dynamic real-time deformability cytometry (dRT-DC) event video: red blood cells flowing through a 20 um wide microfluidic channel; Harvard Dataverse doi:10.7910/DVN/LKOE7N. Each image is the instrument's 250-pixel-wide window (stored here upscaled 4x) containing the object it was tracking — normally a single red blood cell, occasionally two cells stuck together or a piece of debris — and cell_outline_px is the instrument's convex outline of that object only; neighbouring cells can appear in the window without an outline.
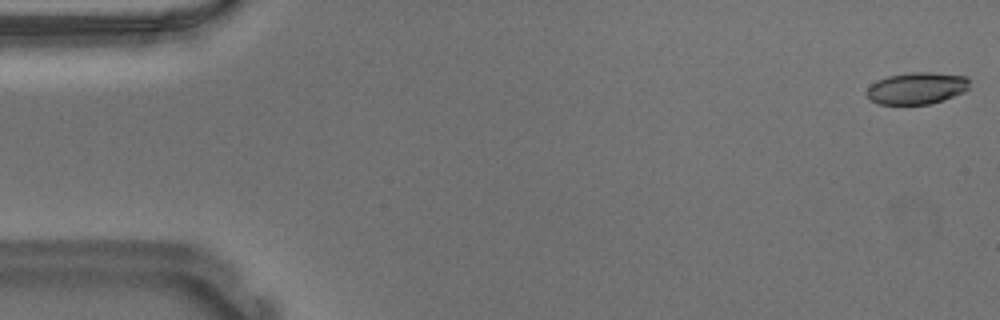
{"species": "Egyptian fruit bat (a non-hibernating species)", "species_latin": "Rousettus aegyptiacus", "temperature_condition": "warm", "stored_images_in_passage": 55, "camera_frame_rate_fps": 3000, "um_per_image_px": 0.085, "animal": {"sex": "male"}, "frame": {"image": 1, "passage_image": 1, "time_ms": 0.0, "image_size_px": [1000, 320], "cell_outline_px": [[968, 88], [964, 92], [928, 104], [880, 104], [872, 100], [864, 92], [876, 80], [888, 76], [908, 72], [932, 72], [968, 76]], "centroid_in_image_um": [77.91, 7.48], "position_along_channel_um": 7.1, "area_um2": 18.96}}
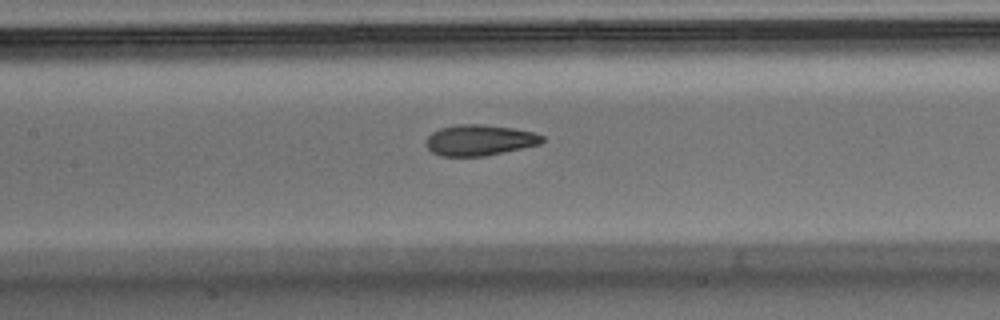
{"frame": {"image": 2, "passage_image": 25, "time_ms": 8.0, "image_size_px": [1000, 320], "cell_outline_px": [[544, 140], [540, 144], [484, 156], [440, 156], [432, 152], [428, 148], [428, 136], [432, 132], [440, 128], [456, 124], [480, 124], [512, 128], [532, 132], [544, 136]], "centroid_in_image_um": [40.76, 11.91], "position_along_channel_um": 166.6, "area_um2": 20.63}}
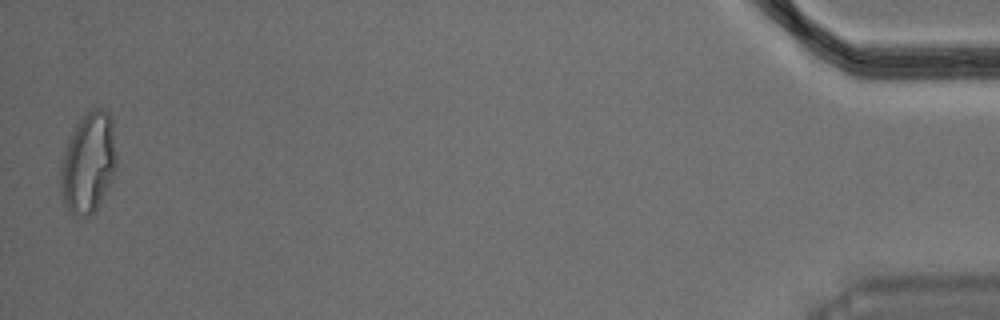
{"frame": {"image": 3, "passage_image": 54, "time_ms": 17.667, "image_size_px": [1000, 320], "cell_outline_px": [[116, 168], [96, 208], [88, 216], [84, 216], [68, 212], [64, 208], [60, 192], [60, 160], [68, 140], [84, 112], [92, 108], [100, 108], [108, 112], [112, 120], [116, 152]], "centroid_in_image_um": [7.47, 13.82], "position_along_channel_um": 427.7, "area_um2": 32.77}, "authors_computed_cell_mechanics": {"area_um2": 21.2704, "velocity_mm_per_s": 3.6718, "shape_relaxation_time_tau1_ms": 6.4197, "shape_relaxation_time_tau2_ms": 1.5132, "deformation_change_tau1": 0.1901, "deformation_change_tau2": 0.0743}}